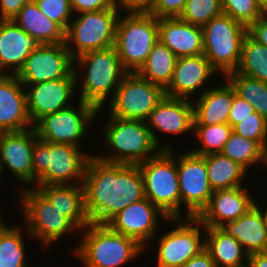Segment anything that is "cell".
<instances>
[{
    "label": "cell",
    "instance_id": "obj_1",
    "mask_svg": "<svg viewBox=\"0 0 267 267\" xmlns=\"http://www.w3.org/2000/svg\"><path fill=\"white\" fill-rule=\"evenodd\" d=\"M85 211L90 223L107 224L128 205L145 198L138 165L112 164L92 156L83 179Z\"/></svg>",
    "mask_w": 267,
    "mask_h": 267
},
{
    "label": "cell",
    "instance_id": "obj_2",
    "mask_svg": "<svg viewBox=\"0 0 267 267\" xmlns=\"http://www.w3.org/2000/svg\"><path fill=\"white\" fill-rule=\"evenodd\" d=\"M74 73L77 99L103 109L128 72L112 46L77 56Z\"/></svg>",
    "mask_w": 267,
    "mask_h": 267
},
{
    "label": "cell",
    "instance_id": "obj_3",
    "mask_svg": "<svg viewBox=\"0 0 267 267\" xmlns=\"http://www.w3.org/2000/svg\"><path fill=\"white\" fill-rule=\"evenodd\" d=\"M78 237L73 254L84 267H123L145 254L137 241L113 231L107 224L90 223Z\"/></svg>",
    "mask_w": 267,
    "mask_h": 267
},
{
    "label": "cell",
    "instance_id": "obj_4",
    "mask_svg": "<svg viewBox=\"0 0 267 267\" xmlns=\"http://www.w3.org/2000/svg\"><path fill=\"white\" fill-rule=\"evenodd\" d=\"M83 148L60 143L34 142L32 187L36 185L83 184L86 165L94 156Z\"/></svg>",
    "mask_w": 267,
    "mask_h": 267
},
{
    "label": "cell",
    "instance_id": "obj_5",
    "mask_svg": "<svg viewBox=\"0 0 267 267\" xmlns=\"http://www.w3.org/2000/svg\"><path fill=\"white\" fill-rule=\"evenodd\" d=\"M102 123L104 143L109 153H94L101 161L112 164L139 165L161 149L155 144L146 121L122 119L108 115Z\"/></svg>",
    "mask_w": 267,
    "mask_h": 267
},
{
    "label": "cell",
    "instance_id": "obj_6",
    "mask_svg": "<svg viewBox=\"0 0 267 267\" xmlns=\"http://www.w3.org/2000/svg\"><path fill=\"white\" fill-rule=\"evenodd\" d=\"M20 192L19 207L30 237L45 249L69 234L80 235V229L48 200L36 187ZM75 232L77 233L75 235ZM79 232V233H78Z\"/></svg>",
    "mask_w": 267,
    "mask_h": 267
},
{
    "label": "cell",
    "instance_id": "obj_7",
    "mask_svg": "<svg viewBox=\"0 0 267 267\" xmlns=\"http://www.w3.org/2000/svg\"><path fill=\"white\" fill-rule=\"evenodd\" d=\"M138 166L143 177L145 197L169 218H181L175 149L160 150Z\"/></svg>",
    "mask_w": 267,
    "mask_h": 267
},
{
    "label": "cell",
    "instance_id": "obj_8",
    "mask_svg": "<svg viewBox=\"0 0 267 267\" xmlns=\"http://www.w3.org/2000/svg\"><path fill=\"white\" fill-rule=\"evenodd\" d=\"M125 15L119 16L114 47L123 68L137 72L158 41V19L150 13Z\"/></svg>",
    "mask_w": 267,
    "mask_h": 267
},
{
    "label": "cell",
    "instance_id": "obj_9",
    "mask_svg": "<svg viewBox=\"0 0 267 267\" xmlns=\"http://www.w3.org/2000/svg\"><path fill=\"white\" fill-rule=\"evenodd\" d=\"M202 32L203 54L220 77L236 71L248 28L223 13L202 26Z\"/></svg>",
    "mask_w": 267,
    "mask_h": 267
},
{
    "label": "cell",
    "instance_id": "obj_10",
    "mask_svg": "<svg viewBox=\"0 0 267 267\" xmlns=\"http://www.w3.org/2000/svg\"><path fill=\"white\" fill-rule=\"evenodd\" d=\"M101 110L104 109H97L94 105L78 100L68 108L43 116L33 127L37 138L44 142L82 148V142H86L85 139L91 135L88 130L94 129L92 126L99 119L97 116L103 115Z\"/></svg>",
    "mask_w": 267,
    "mask_h": 267
},
{
    "label": "cell",
    "instance_id": "obj_11",
    "mask_svg": "<svg viewBox=\"0 0 267 267\" xmlns=\"http://www.w3.org/2000/svg\"><path fill=\"white\" fill-rule=\"evenodd\" d=\"M121 8L75 14L65 32V44L71 56L114 46Z\"/></svg>",
    "mask_w": 267,
    "mask_h": 267
},
{
    "label": "cell",
    "instance_id": "obj_12",
    "mask_svg": "<svg viewBox=\"0 0 267 267\" xmlns=\"http://www.w3.org/2000/svg\"><path fill=\"white\" fill-rule=\"evenodd\" d=\"M173 223L155 242L156 267H180L205 249V225L197 217L173 218Z\"/></svg>",
    "mask_w": 267,
    "mask_h": 267
},
{
    "label": "cell",
    "instance_id": "obj_13",
    "mask_svg": "<svg viewBox=\"0 0 267 267\" xmlns=\"http://www.w3.org/2000/svg\"><path fill=\"white\" fill-rule=\"evenodd\" d=\"M164 96L162 86L141 78L136 72H128L105 104L108 109H104L113 117L146 121Z\"/></svg>",
    "mask_w": 267,
    "mask_h": 267
},
{
    "label": "cell",
    "instance_id": "obj_14",
    "mask_svg": "<svg viewBox=\"0 0 267 267\" xmlns=\"http://www.w3.org/2000/svg\"><path fill=\"white\" fill-rule=\"evenodd\" d=\"M176 164L181 218L197 217L207 206L213 193L207 176L206 155L199 156L184 149L176 153Z\"/></svg>",
    "mask_w": 267,
    "mask_h": 267
},
{
    "label": "cell",
    "instance_id": "obj_15",
    "mask_svg": "<svg viewBox=\"0 0 267 267\" xmlns=\"http://www.w3.org/2000/svg\"><path fill=\"white\" fill-rule=\"evenodd\" d=\"M162 223L172 224L173 218H169L145 197L125 207L107 225L113 231L134 239L147 251L151 245L154 248L151 243L156 241V233Z\"/></svg>",
    "mask_w": 267,
    "mask_h": 267
},
{
    "label": "cell",
    "instance_id": "obj_16",
    "mask_svg": "<svg viewBox=\"0 0 267 267\" xmlns=\"http://www.w3.org/2000/svg\"><path fill=\"white\" fill-rule=\"evenodd\" d=\"M74 71V58L65 43L41 44L16 74L22 84H37L67 78Z\"/></svg>",
    "mask_w": 267,
    "mask_h": 267
},
{
    "label": "cell",
    "instance_id": "obj_17",
    "mask_svg": "<svg viewBox=\"0 0 267 267\" xmlns=\"http://www.w3.org/2000/svg\"><path fill=\"white\" fill-rule=\"evenodd\" d=\"M193 121L192 100L164 96L150 113L146 124L150 129L155 144L161 150H172L174 149V145L169 143L163 144L164 142H161V137H159L160 132L162 136L164 134L165 136L170 134V136L173 135L175 137L177 135H186L190 132L192 134Z\"/></svg>",
    "mask_w": 267,
    "mask_h": 267
},
{
    "label": "cell",
    "instance_id": "obj_18",
    "mask_svg": "<svg viewBox=\"0 0 267 267\" xmlns=\"http://www.w3.org/2000/svg\"><path fill=\"white\" fill-rule=\"evenodd\" d=\"M23 85L26 89L27 111L33 125L43 116L68 108L78 101L74 71L60 80Z\"/></svg>",
    "mask_w": 267,
    "mask_h": 267
},
{
    "label": "cell",
    "instance_id": "obj_19",
    "mask_svg": "<svg viewBox=\"0 0 267 267\" xmlns=\"http://www.w3.org/2000/svg\"><path fill=\"white\" fill-rule=\"evenodd\" d=\"M37 134L34 127L23 131L0 132V163L21 184L19 191L32 187V160ZM8 170V171H7ZM23 185V186H22Z\"/></svg>",
    "mask_w": 267,
    "mask_h": 267
},
{
    "label": "cell",
    "instance_id": "obj_20",
    "mask_svg": "<svg viewBox=\"0 0 267 267\" xmlns=\"http://www.w3.org/2000/svg\"><path fill=\"white\" fill-rule=\"evenodd\" d=\"M216 74L219 73L204 54L177 58L172 80L165 88V96L193 101L198 94L200 96L212 87L207 83L208 80H213L211 78Z\"/></svg>",
    "mask_w": 267,
    "mask_h": 267
},
{
    "label": "cell",
    "instance_id": "obj_21",
    "mask_svg": "<svg viewBox=\"0 0 267 267\" xmlns=\"http://www.w3.org/2000/svg\"><path fill=\"white\" fill-rule=\"evenodd\" d=\"M246 185L213 191L209 203L197 218L208 227H222L237 220L255 205V196Z\"/></svg>",
    "mask_w": 267,
    "mask_h": 267
},
{
    "label": "cell",
    "instance_id": "obj_22",
    "mask_svg": "<svg viewBox=\"0 0 267 267\" xmlns=\"http://www.w3.org/2000/svg\"><path fill=\"white\" fill-rule=\"evenodd\" d=\"M33 126L24 85L16 75L0 74V132L23 131Z\"/></svg>",
    "mask_w": 267,
    "mask_h": 267
},
{
    "label": "cell",
    "instance_id": "obj_23",
    "mask_svg": "<svg viewBox=\"0 0 267 267\" xmlns=\"http://www.w3.org/2000/svg\"><path fill=\"white\" fill-rule=\"evenodd\" d=\"M40 45L12 19L0 20V74L16 75Z\"/></svg>",
    "mask_w": 267,
    "mask_h": 267
},
{
    "label": "cell",
    "instance_id": "obj_24",
    "mask_svg": "<svg viewBox=\"0 0 267 267\" xmlns=\"http://www.w3.org/2000/svg\"><path fill=\"white\" fill-rule=\"evenodd\" d=\"M158 40L177 58L203 54L202 27L186 23L179 17L158 19Z\"/></svg>",
    "mask_w": 267,
    "mask_h": 267
},
{
    "label": "cell",
    "instance_id": "obj_25",
    "mask_svg": "<svg viewBox=\"0 0 267 267\" xmlns=\"http://www.w3.org/2000/svg\"><path fill=\"white\" fill-rule=\"evenodd\" d=\"M222 80H224L223 84L213 85L192 101L193 125L228 123L234 88L226 79L222 78Z\"/></svg>",
    "mask_w": 267,
    "mask_h": 267
},
{
    "label": "cell",
    "instance_id": "obj_26",
    "mask_svg": "<svg viewBox=\"0 0 267 267\" xmlns=\"http://www.w3.org/2000/svg\"><path fill=\"white\" fill-rule=\"evenodd\" d=\"M35 187L80 230L90 224L85 211L83 184L36 185Z\"/></svg>",
    "mask_w": 267,
    "mask_h": 267
},
{
    "label": "cell",
    "instance_id": "obj_27",
    "mask_svg": "<svg viewBox=\"0 0 267 267\" xmlns=\"http://www.w3.org/2000/svg\"><path fill=\"white\" fill-rule=\"evenodd\" d=\"M221 228L236 238L248 255L264 252L267 247V226L256 205Z\"/></svg>",
    "mask_w": 267,
    "mask_h": 267
},
{
    "label": "cell",
    "instance_id": "obj_28",
    "mask_svg": "<svg viewBox=\"0 0 267 267\" xmlns=\"http://www.w3.org/2000/svg\"><path fill=\"white\" fill-rule=\"evenodd\" d=\"M12 20L41 44L65 43V31L45 16L34 0L27 2Z\"/></svg>",
    "mask_w": 267,
    "mask_h": 267
},
{
    "label": "cell",
    "instance_id": "obj_29",
    "mask_svg": "<svg viewBox=\"0 0 267 267\" xmlns=\"http://www.w3.org/2000/svg\"><path fill=\"white\" fill-rule=\"evenodd\" d=\"M205 249L216 267H238L248 261V254L240 242L221 227L205 226Z\"/></svg>",
    "mask_w": 267,
    "mask_h": 267
},
{
    "label": "cell",
    "instance_id": "obj_30",
    "mask_svg": "<svg viewBox=\"0 0 267 267\" xmlns=\"http://www.w3.org/2000/svg\"><path fill=\"white\" fill-rule=\"evenodd\" d=\"M206 168L213 191L245 186L246 179H249L244 168L222 153L206 155Z\"/></svg>",
    "mask_w": 267,
    "mask_h": 267
},
{
    "label": "cell",
    "instance_id": "obj_31",
    "mask_svg": "<svg viewBox=\"0 0 267 267\" xmlns=\"http://www.w3.org/2000/svg\"><path fill=\"white\" fill-rule=\"evenodd\" d=\"M176 61L177 56L158 40L145 63L136 73L141 78L165 89L172 80Z\"/></svg>",
    "mask_w": 267,
    "mask_h": 267
},
{
    "label": "cell",
    "instance_id": "obj_32",
    "mask_svg": "<svg viewBox=\"0 0 267 267\" xmlns=\"http://www.w3.org/2000/svg\"><path fill=\"white\" fill-rule=\"evenodd\" d=\"M25 230V231H24ZM18 223L11 224L0 238V267H31L26 255V238L30 237L27 229ZM27 233V235H26ZM26 236V238H25ZM25 238V239H24Z\"/></svg>",
    "mask_w": 267,
    "mask_h": 267
},
{
    "label": "cell",
    "instance_id": "obj_33",
    "mask_svg": "<svg viewBox=\"0 0 267 267\" xmlns=\"http://www.w3.org/2000/svg\"><path fill=\"white\" fill-rule=\"evenodd\" d=\"M226 79L236 95L250 103L254 111L267 120V83L233 71Z\"/></svg>",
    "mask_w": 267,
    "mask_h": 267
},
{
    "label": "cell",
    "instance_id": "obj_34",
    "mask_svg": "<svg viewBox=\"0 0 267 267\" xmlns=\"http://www.w3.org/2000/svg\"><path fill=\"white\" fill-rule=\"evenodd\" d=\"M236 72L267 83V47L249 33L243 39L241 60Z\"/></svg>",
    "mask_w": 267,
    "mask_h": 267
},
{
    "label": "cell",
    "instance_id": "obj_35",
    "mask_svg": "<svg viewBox=\"0 0 267 267\" xmlns=\"http://www.w3.org/2000/svg\"><path fill=\"white\" fill-rule=\"evenodd\" d=\"M221 153L237 162L247 172L253 171V167L260 168L262 164V147L256 141L246 139L234 132L231 133Z\"/></svg>",
    "mask_w": 267,
    "mask_h": 267
},
{
    "label": "cell",
    "instance_id": "obj_36",
    "mask_svg": "<svg viewBox=\"0 0 267 267\" xmlns=\"http://www.w3.org/2000/svg\"><path fill=\"white\" fill-rule=\"evenodd\" d=\"M232 132V127L228 123L193 125V134L196 135L197 142L199 141L201 145L195 149L189 148V151L199 156L221 153Z\"/></svg>",
    "mask_w": 267,
    "mask_h": 267
},
{
    "label": "cell",
    "instance_id": "obj_37",
    "mask_svg": "<svg viewBox=\"0 0 267 267\" xmlns=\"http://www.w3.org/2000/svg\"><path fill=\"white\" fill-rule=\"evenodd\" d=\"M223 14L220 0H187L180 19L192 25L204 26Z\"/></svg>",
    "mask_w": 267,
    "mask_h": 267
},
{
    "label": "cell",
    "instance_id": "obj_38",
    "mask_svg": "<svg viewBox=\"0 0 267 267\" xmlns=\"http://www.w3.org/2000/svg\"><path fill=\"white\" fill-rule=\"evenodd\" d=\"M223 13L249 28L260 19L262 11L255 0H220Z\"/></svg>",
    "mask_w": 267,
    "mask_h": 267
},
{
    "label": "cell",
    "instance_id": "obj_39",
    "mask_svg": "<svg viewBox=\"0 0 267 267\" xmlns=\"http://www.w3.org/2000/svg\"><path fill=\"white\" fill-rule=\"evenodd\" d=\"M232 130L237 135L256 141L263 147L267 138V120L254 111L253 116L242 119L241 122L232 127Z\"/></svg>",
    "mask_w": 267,
    "mask_h": 267
},
{
    "label": "cell",
    "instance_id": "obj_40",
    "mask_svg": "<svg viewBox=\"0 0 267 267\" xmlns=\"http://www.w3.org/2000/svg\"><path fill=\"white\" fill-rule=\"evenodd\" d=\"M42 13L56 22L65 32L74 16L70 0H34Z\"/></svg>",
    "mask_w": 267,
    "mask_h": 267
},
{
    "label": "cell",
    "instance_id": "obj_41",
    "mask_svg": "<svg viewBox=\"0 0 267 267\" xmlns=\"http://www.w3.org/2000/svg\"><path fill=\"white\" fill-rule=\"evenodd\" d=\"M73 14L120 8L119 0H70Z\"/></svg>",
    "mask_w": 267,
    "mask_h": 267
},
{
    "label": "cell",
    "instance_id": "obj_42",
    "mask_svg": "<svg viewBox=\"0 0 267 267\" xmlns=\"http://www.w3.org/2000/svg\"><path fill=\"white\" fill-rule=\"evenodd\" d=\"M187 0H157V4L150 12L157 19L180 17Z\"/></svg>",
    "mask_w": 267,
    "mask_h": 267
},
{
    "label": "cell",
    "instance_id": "obj_43",
    "mask_svg": "<svg viewBox=\"0 0 267 267\" xmlns=\"http://www.w3.org/2000/svg\"><path fill=\"white\" fill-rule=\"evenodd\" d=\"M254 108L253 106L236 95L234 90V99L232 102V107L230 110L228 124L233 127L242 121V119L253 116Z\"/></svg>",
    "mask_w": 267,
    "mask_h": 267
},
{
    "label": "cell",
    "instance_id": "obj_44",
    "mask_svg": "<svg viewBox=\"0 0 267 267\" xmlns=\"http://www.w3.org/2000/svg\"><path fill=\"white\" fill-rule=\"evenodd\" d=\"M157 0H119V7L124 13H150Z\"/></svg>",
    "mask_w": 267,
    "mask_h": 267
},
{
    "label": "cell",
    "instance_id": "obj_45",
    "mask_svg": "<svg viewBox=\"0 0 267 267\" xmlns=\"http://www.w3.org/2000/svg\"><path fill=\"white\" fill-rule=\"evenodd\" d=\"M248 33L267 47V10L262 11L260 19L248 28Z\"/></svg>",
    "mask_w": 267,
    "mask_h": 267
},
{
    "label": "cell",
    "instance_id": "obj_46",
    "mask_svg": "<svg viewBox=\"0 0 267 267\" xmlns=\"http://www.w3.org/2000/svg\"><path fill=\"white\" fill-rule=\"evenodd\" d=\"M30 0H0V20H11Z\"/></svg>",
    "mask_w": 267,
    "mask_h": 267
},
{
    "label": "cell",
    "instance_id": "obj_47",
    "mask_svg": "<svg viewBox=\"0 0 267 267\" xmlns=\"http://www.w3.org/2000/svg\"><path fill=\"white\" fill-rule=\"evenodd\" d=\"M180 267H216L210 253L204 249Z\"/></svg>",
    "mask_w": 267,
    "mask_h": 267
},
{
    "label": "cell",
    "instance_id": "obj_48",
    "mask_svg": "<svg viewBox=\"0 0 267 267\" xmlns=\"http://www.w3.org/2000/svg\"><path fill=\"white\" fill-rule=\"evenodd\" d=\"M250 267H267V255L264 252L248 255Z\"/></svg>",
    "mask_w": 267,
    "mask_h": 267
},
{
    "label": "cell",
    "instance_id": "obj_49",
    "mask_svg": "<svg viewBox=\"0 0 267 267\" xmlns=\"http://www.w3.org/2000/svg\"><path fill=\"white\" fill-rule=\"evenodd\" d=\"M264 169H267V138L265 139V142L262 147V164Z\"/></svg>",
    "mask_w": 267,
    "mask_h": 267
},
{
    "label": "cell",
    "instance_id": "obj_50",
    "mask_svg": "<svg viewBox=\"0 0 267 267\" xmlns=\"http://www.w3.org/2000/svg\"><path fill=\"white\" fill-rule=\"evenodd\" d=\"M1 213H2V211H1V207H0V238L6 232V230L11 226L10 224H9V226L7 223L5 224V221H4L5 219L2 216L3 213L2 214Z\"/></svg>",
    "mask_w": 267,
    "mask_h": 267
},
{
    "label": "cell",
    "instance_id": "obj_51",
    "mask_svg": "<svg viewBox=\"0 0 267 267\" xmlns=\"http://www.w3.org/2000/svg\"><path fill=\"white\" fill-rule=\"evenodd\" d=\"M258 199L257 197L255 198V205L258 207V209L260 210V212L262 213L263 215V218L265 219V223H266V226H267V208L266 206L263 208V206H261L262 204H260V202L258 203ZM259 204V205H258Z\"/></svg>",
    "mask_w": 267,
    "mask_h": 267
},
{
    "label": "cell",
    "instance_id": "obj_52",
    "mask_svg": "<svg viewBox=\"0 0 267 267\" xmlns=\"http://www.w3.org/2000/svg\"><path fill=\"white\" fill-rule=\"evenodd\" d=\"M261 11L267 10V0H255Z\"/></svg>",
    "mask_w": 267,
    "mask_h": 267
},
{
    "label": "cell",
    "instance_id": "obj_53",
    "mask_svg": "<svg viewBox=\"0 0 267 267\" xmlns=\"http://www.w3.org/2000/svg\"><path fill=\"white\" fill-rule=\"evenodd\" d=\"M3 174L4 173H3L2 166H1V163H0V177L3 176ZM0 179H2V178H0Z\"/></svg>",
    "mask_w": 267,
    "mask_h": 267
},
{
    "label": "cell",
    "instance_id": "obj_54",
    "mask_svg": "<svg viewBox=\"0 0 267 267\" xmlns=\"http://www.w3.org/2000/svg\"><path fill=\"white\" fill-rule=\"evenodd\" d=\"M238 267H250V265L248 264V262L244 265L238 266Z\"/></svg>",
    "mask_w": 267,
    "mask_h": 267
}]
</instances>
